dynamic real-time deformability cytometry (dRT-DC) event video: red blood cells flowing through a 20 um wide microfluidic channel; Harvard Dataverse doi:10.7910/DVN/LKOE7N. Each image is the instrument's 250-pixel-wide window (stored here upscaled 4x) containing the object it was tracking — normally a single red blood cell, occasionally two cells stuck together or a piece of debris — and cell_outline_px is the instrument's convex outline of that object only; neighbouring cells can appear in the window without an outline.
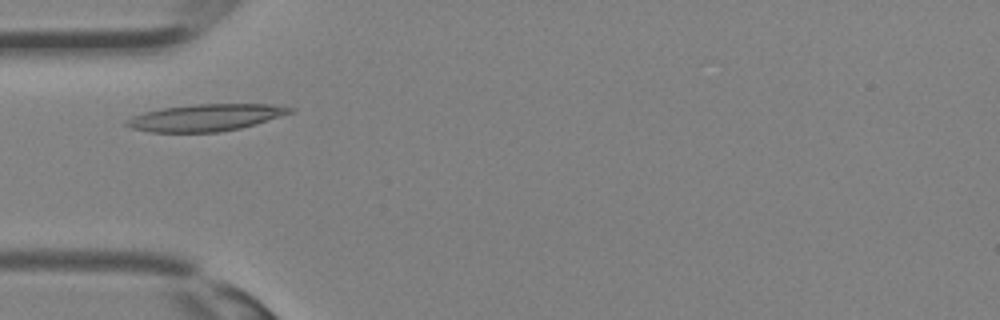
{"species": "Egyptian fruit bat (a non-hibernating species)", "species_latin": "Rousettus aegyptiacus", "temperature_condition": "room temperature", "stored_images_in_passage": 32, "camera_frame_rate_fps": 3000, "um_per_image_px": 0.085, "animal": {"sex": "female"}, "frame": {"image": 1, "passage_image": 8, "time_ms": 2.333, "image_size_px": [1000, 320], "cell_outline_px": [[296, 112], [240, 128], [220, 132], [152, 132], [132, 128], [124, 124], [124, 120], [132, 116], [144, 112], [160, 108], [196, 104], [272, 104], [296, 108]], "centroid_in_image_um": [17.5, 9.98], "position_along_channel_um": 67.5, "area_um2": 25.78}}
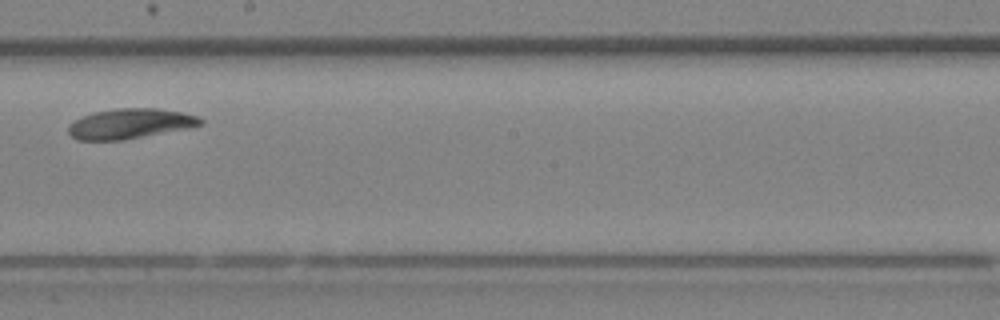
{"frame": {"image": 2, "passage_image": 17, "time_ms": 5.333, "image_size_px": [1000, 320], "cell_outline_px": [[204, 124], [188, 128], [124, 140], [76, 140], [68, 132], [68, 124], [92, 112], [116, 108], [156, 108], [180, 112], [196, 116], [204, 120]], "centroid_in_image_um": [11.04, 10.51], "position_along_channel_um": 237.2, "area_um2": 23.12}}
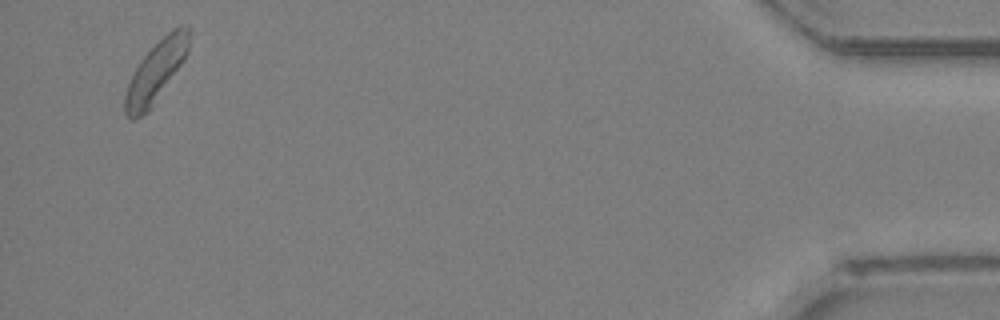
{"frame": {"image": 3, "passage_image": 31, "time_ms": 10.0, "image_size_px": [1000, 320], "cell_outline_px": [[192, 28], [188, 52], [184, 60], [152, 108], [136, 120], [132, 120], [124, 112], [124, 96], [128, 84], [140, 60], [172, 28], [180, 24], [188, 24]], "centroid_in_image_um": [13.3, 6.06], "position_along_channel_um": 421.9, "area_um2": 22.89}}